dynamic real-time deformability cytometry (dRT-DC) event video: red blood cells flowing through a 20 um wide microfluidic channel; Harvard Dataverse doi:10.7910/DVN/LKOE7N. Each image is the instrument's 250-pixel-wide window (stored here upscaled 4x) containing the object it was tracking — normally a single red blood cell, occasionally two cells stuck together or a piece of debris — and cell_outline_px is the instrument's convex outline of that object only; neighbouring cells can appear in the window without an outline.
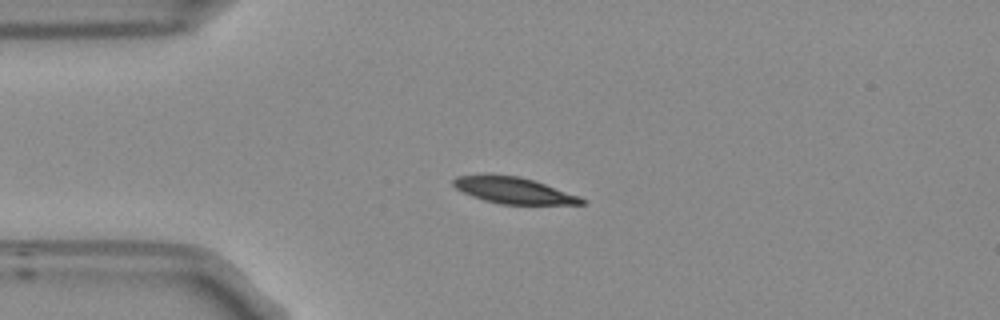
{"species": "Egyptian fruit bat (a non-hibernating species)", "species_latin": "Rousettus aegyptiacus", "temperature_condition": "room temperature", "stored_images_in_passage": 42, "camera_frame_rate_fps": 3000, "um_per_image_px": 0.085, "frame": {"image": 1, "passage_image": 1, "time_ms": 0.0, "image_size_px": [1000, 320], "cell_outline_px": [[588, 200], [584, 204], [500, 204], [484, 200], [472, 196], [456, 188], [452, 184], [452, 180], [456, 176], [484, 172], [488, 172], [520, 176], [580, 196]], "centroid_in_image_um": [43.59, 16.14], "position_along_channel_um": 41.4, "area_um2": 20.11}}
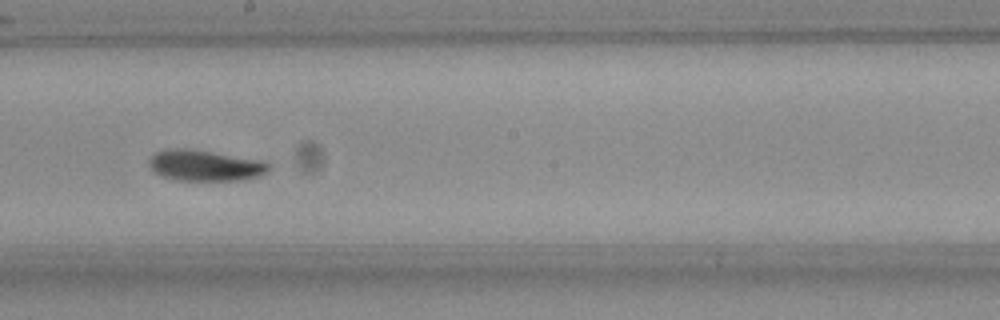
{"frame": {"image": 2, "passage_image": 18, "time_ms": 5.667, "image_size_px": [1000, 320], "cell_outline_px": [[272, 168], [256, 176], [244, 180], [176, 180], [152, 172], [148, 164], [148, 160], [156, 152], [176, 148], [184, 148], [208, 152], [252, 160], [272, 164]], "centroid_in_image_um": [17.34, 14.09], "position_along_channel_um": 230.9, "area_um2": 20.87}}
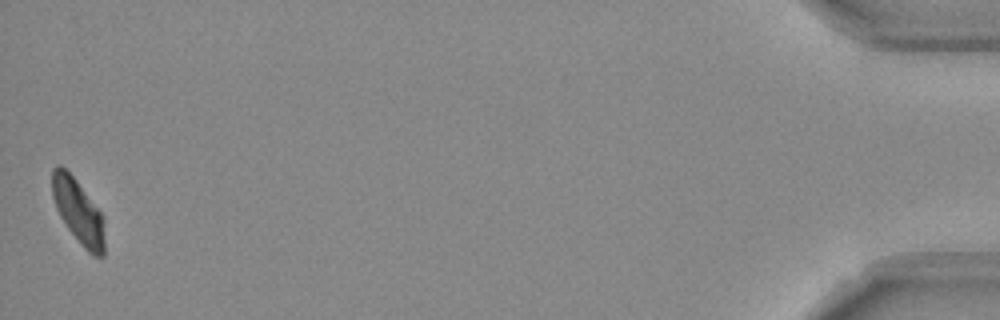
{"frame": {"image": 3, "passage_image": 42, "time_ms": 13.667, "image_size_px": [1000, 320], "cell_outline_px": [[104, 256], [92, 256], [80, 244], [68, 228], [60, 216], [56, 208], [52, 196], [52, 168], [56, 164], [60, 164], [76, 180], [104, 216]], "centroid_in_image_um": [6.65, 17.97], "position_along_channel_um": 428.5, "area_um2": 19.65}, "authors_computed_cell_mechanics": {"area_um2": 20.7213, "velocity_mm_per_s": 3.7071, "shape_relaxation_time_tau1_ms": 2.4912, "shape_relaxation_time_tau2_ms": 2.6833, "deformation_change_tau1": 0.1166, "deformation_change_tau2": 0.0665}}